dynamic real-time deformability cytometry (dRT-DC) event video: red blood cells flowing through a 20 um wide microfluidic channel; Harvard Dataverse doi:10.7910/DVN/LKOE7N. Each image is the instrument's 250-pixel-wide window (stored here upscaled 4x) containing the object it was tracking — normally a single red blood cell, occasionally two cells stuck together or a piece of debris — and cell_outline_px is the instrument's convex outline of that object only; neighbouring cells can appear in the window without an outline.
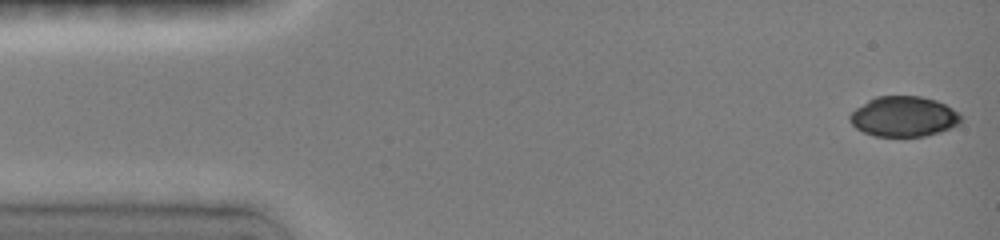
{"species": "common noctule bat (a hibernating species)", "species_latin": "Nyctalus noctula", "temperature_condition": "room temperature", "stored_images_in_passage": 8, "camera_frame_rate_fps": 3000, "um_per_image_px": 0.085, "animal": {"sex": "female", "body_mass_g": 19.0, "forearm_length_mm": 51.5}, "frame": {"image": 1, "passage_image": 1, "time_ms": 0.0, "image_size_px": [1000, 240], "cell_outline_px": [[960, 124], [940, 132], [924, 136], [876, 136], [864, 132], [856, 128], [848, 120], [848, 116], [856, 108], [868, 100], [876, 96], [920, 96], [936, 100], [960, 112]], "centroid_in_image_um": [76.81, 9.9], "position_along_channel_um": 8.2, "area_um2": 26.07}}